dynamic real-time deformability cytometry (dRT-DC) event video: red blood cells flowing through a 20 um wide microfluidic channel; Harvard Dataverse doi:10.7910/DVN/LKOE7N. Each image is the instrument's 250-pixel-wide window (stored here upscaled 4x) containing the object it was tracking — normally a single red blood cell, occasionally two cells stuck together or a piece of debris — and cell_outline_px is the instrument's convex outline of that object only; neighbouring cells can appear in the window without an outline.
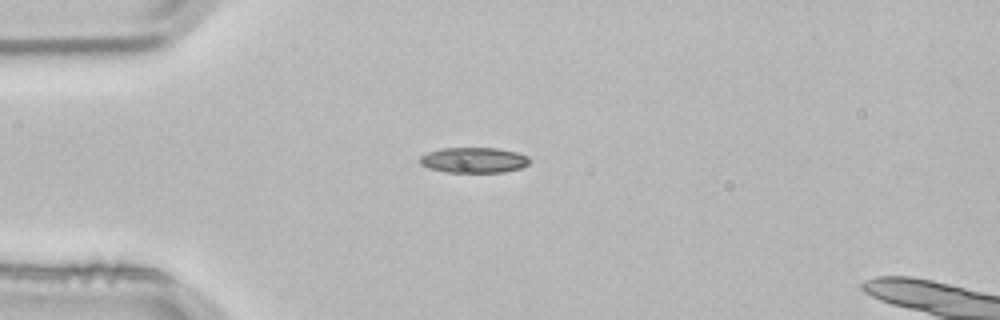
{"species": "common noctule bat (a hibernating species)", "species_latin": "Nyctalus noctula", "temperature_condition": "room temperature", "stored_images_in_passage": 3, "camera_frame_rate_fps": 3000, "um_per_image_px": 0.085, "animal": {"sex": "male", "body_mass_g": 21.5, "forearm_length_mm": 52.0}, "frame": {"image": 1, "passage_image": 3, "time_ms": 0.667, "image_size_px": [1000, 320], "cell_outline_px": [[532, 160], [528, 164], [520, 168], [504, 172], [444, 172], [428, 168], [420, 164], [420, 156], [428, 152], [440, 148], [496, 148], [516, 152], [528, 156]], "centroid_in_image_um": [40.27, 13.61], "position_along_channel_um": 44.7, "area_um2": 16.36}}